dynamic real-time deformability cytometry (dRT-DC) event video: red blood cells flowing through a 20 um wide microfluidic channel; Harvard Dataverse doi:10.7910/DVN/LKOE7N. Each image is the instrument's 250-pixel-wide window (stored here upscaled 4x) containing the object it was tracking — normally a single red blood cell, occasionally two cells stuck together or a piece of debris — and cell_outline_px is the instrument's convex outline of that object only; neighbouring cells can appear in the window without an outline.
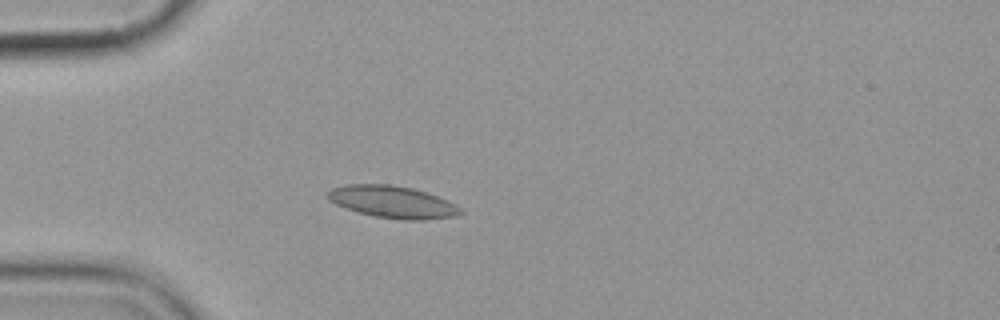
{"species": "common noctule bat (a hibernating species)", "species_latin": "Nyctalus noctula", "temperature_condition": "cold", "stored_images_in_passage": 4, "camera_frame_rate_fps": 3000, "um_per_image_px": 0.085, "animal": {"sex": "female", "body_mass_g": 19.9}, "frame": {"image": 1, "passage_image": 4, "time_ms": 3.667, "image_size_px": [1000, 320], "cell_outline_px": [[464, 212], [460, 216], [424, 220], [400, 220], [376, 216], [356, 212], [336, 204], [328, 200], [324, 196], [324, 192], [332, 188], [348, 184], [388, 184], [412, 188], [436, 196], [456, 204]], "centroid_in_image_um": [33.34, 17.17], "position_along_channel_um": 51.7, "area_um2": 25.09}}